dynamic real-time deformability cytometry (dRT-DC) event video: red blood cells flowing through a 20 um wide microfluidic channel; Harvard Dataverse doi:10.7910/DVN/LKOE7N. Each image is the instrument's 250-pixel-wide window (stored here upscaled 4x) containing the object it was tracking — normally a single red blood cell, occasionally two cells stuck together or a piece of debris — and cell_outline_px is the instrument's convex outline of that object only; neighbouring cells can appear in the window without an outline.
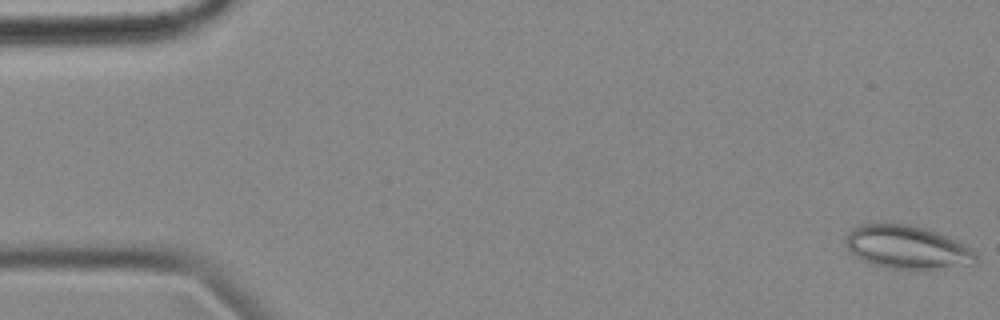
{"species": "common noctule bat (a hibernating species)", "species_latin": "Nyctalus noctula", "temperature_condition": "cold", "stored_images_in_passage": 58, "camera_frame_rate_fps": 3000, "um_per_image_px": 0.085, "animal": {"sex": "female", "body_mass_g": 18.4}, "frame": {"image": 1, "passage_image": 1, "time_ms": 0.0, "image_size_px": [1000, 320], "cell_outline_px": [[976, 264], [924, 272], [908, 272], [888, 268], [872, 264], [856, 256], [848, 248], [848, 232], [852, 228], [860, 224], [908, 224], [924, 228], [936, 232], [956, 240], [972, 248], [976, 252]], "centroid_in_image_um": [77.2, 21.08], "position_along_channel_um": 7.8, "area_um2": 33.52}}
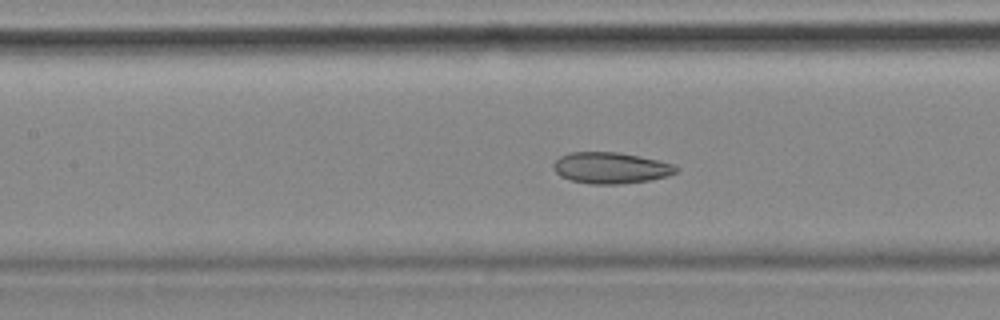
{"frame": {"image": 2, "passage_image": 25, "time_ms": 8.0, "image_size_px": [1000, 320], "cell_outline_px": [[680, 168], [676, 172], [668, 176], [648, 180], [620, 184], [592, 184], [572, 180], [560, 176], [552, 168], [552, 164], [560, 156], [572, 152], [616, 152], [640, 156], [672, 164]], "centroid_in_image_um": [51.9, 14.27], "position_along_channel_um": 155.5, "area_um2": 22.2}}
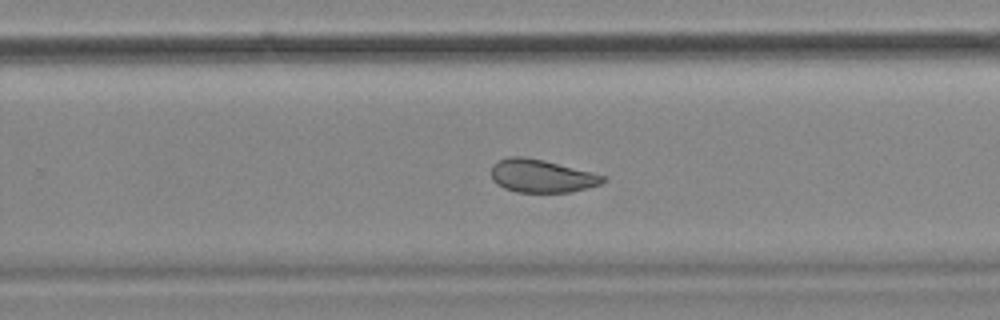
{"frame": {"image": 3, "passage_image": 36, "time_ms": 11.667, "image_size_px": [1000, 320], "cell_outline_px": [[604, 180], [600, 184], [588, 188], [572, 192], [516, 192], [504, 188], [496, 184], [492, 180], [492, 164], [496, 160], [508, 156], [520, 156], [544, 160], [592, 172], [604, 176]], "centroid_in_image_um": [45.98, 14.95], "position_along_channel_um": 283.8, "area_um2": 21.56}, "authors_computed_cell_mechanics": {"area_um2": 24.7673, "velocity_mm_per_s": 3.5133, "shape_relaxation_time_tau1_ms": null, "shape_relaxation_time_tau2_ms": 2.7006, "deformation_change_tau1": null, "deformation_change_tau2": 0.0871}}